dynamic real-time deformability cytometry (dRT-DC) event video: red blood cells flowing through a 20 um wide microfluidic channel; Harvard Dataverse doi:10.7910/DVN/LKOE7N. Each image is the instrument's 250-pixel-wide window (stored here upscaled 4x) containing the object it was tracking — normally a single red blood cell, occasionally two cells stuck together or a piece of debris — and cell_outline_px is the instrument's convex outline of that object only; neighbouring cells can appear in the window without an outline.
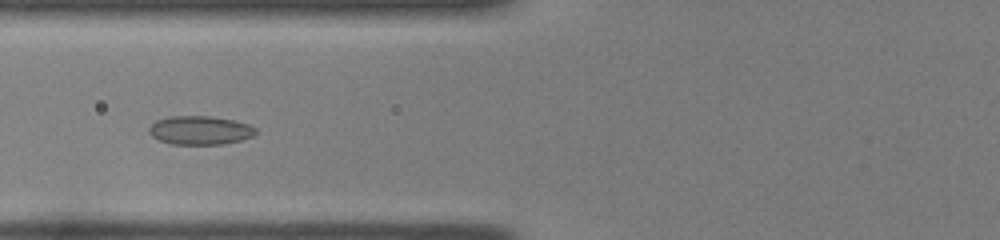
{"species": "common noctule bat (a hibernating species)", "species_latin": "Nyctalus noctula", "temperature_condition": "room temperature", "stored_images_in_passage": 35, "camera_frame_rate_fps": 3000, "um_per_image_px": 0.085, "animal": {"sex": "female", "body_mass_g": 22.0, "forearm_length_mm": 56.7}, "frame": {"image": 1, "passage_image": 6, "time_ms": 1.667, "image_size_px": [1000, 240], "cell_outline_px": [[256, 132], [252, 136], [240, 140], [224, 144], [172, 144], [160, 140], [152, 136], [148, 132], [148, 128], [156, 120], [168, 116], [212, 116], [232, 120], [248, 124], [256, 128]], "centroid_in_image_um": [16.98, 11.07], "position_along_channel_um": 108.8, "area_um2": 17.8}}
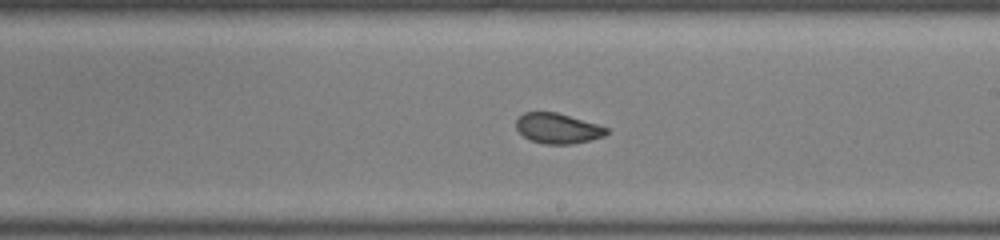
{"frame": {"image": 2, "passage_image": 16, "time_ms": 5.0, "image_size_px": [1000, 240], "cell_outline_px": [[608, 132], [604, 136], [572, 144], [544, 144], [532, 140], [524, 136], [516, 128], [516, 120], [524, 112], [556, 112], [596, 124], [608, 128]], "centroid_in_image_um": [47.39, 10.91], "position_along_channel_um": 241.6, "area_um2": 15.66}}
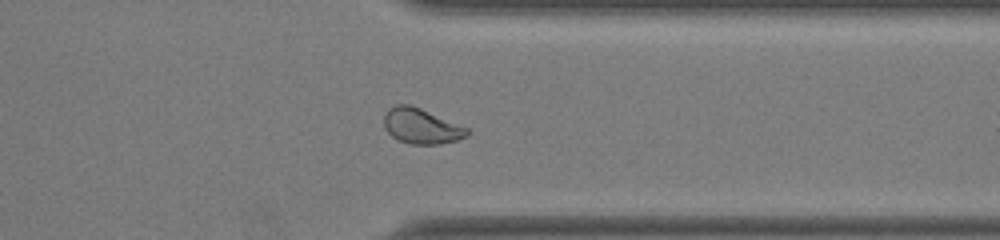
{"frame": {"image": 3, "passage_image": 26, "time_ms": 8.333, "image_size_px": [1000, 240], "cell_outline_px": [[468, 136], [456, 140], [440, 144], [408, 144], [392, 136], [384, 128], [384, 116], [388, 108], [396, 104], [408, 104], [420, 108], [468, 128]], "centroid_in_image_um": [35.79, 10.72], "position_along_channel_um": 375.6, "area_um2": 16.99}, "authors_computed_cell_mechanics": {"area_um2": 17.051, "velocity_mm_per_s": 3.9996, "shape_relaxation_time_tau1_ms": 7.1638, "shape_relaxation_time_tau2_ms": 0.9508, "deformation_change_tau1": 0.1597, "deformation_change_tau2": 0.0408}}